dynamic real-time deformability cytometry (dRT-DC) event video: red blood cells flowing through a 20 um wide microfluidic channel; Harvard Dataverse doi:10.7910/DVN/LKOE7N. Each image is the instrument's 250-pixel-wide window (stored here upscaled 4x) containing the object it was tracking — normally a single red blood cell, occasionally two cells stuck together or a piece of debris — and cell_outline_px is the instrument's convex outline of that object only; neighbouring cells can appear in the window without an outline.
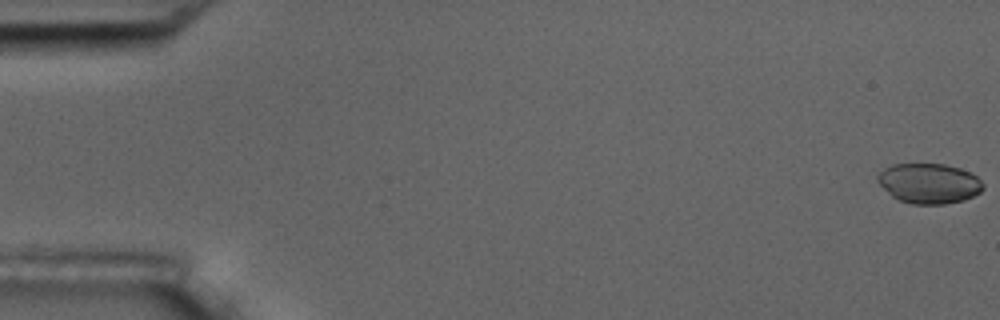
{"species": "common noctule bat (a hibernating species)", "species_latin": "Nyctalus noctula", "temperature_condition": "room temperature", "stored_images_in_passage": 57, "camera_frame_rate_fps": 3000, "um_per_image_px": 0.085, "animal": {"sex": "male", "body_mass_g": 17.5, "forearm_length_mm": 52.3}, "frame": {"image": 1, "passage_image": 1, "time_ms": 0.0, "image_size_px": [1000, 320], "cell_outline_px": [[984, 188], [980, 192], [964, 200], [944, 204], [912, 204], [900, 200], [892, 196], [876, 180], [876, 176], [884, 168], [892, 164], [944, 164], [960, 168], [972, 172], [984, 184]], "centroid_in_image_um": [78.98, 15.58], "position_along_channel_um": 6.0, "area_um2": 24.68}}
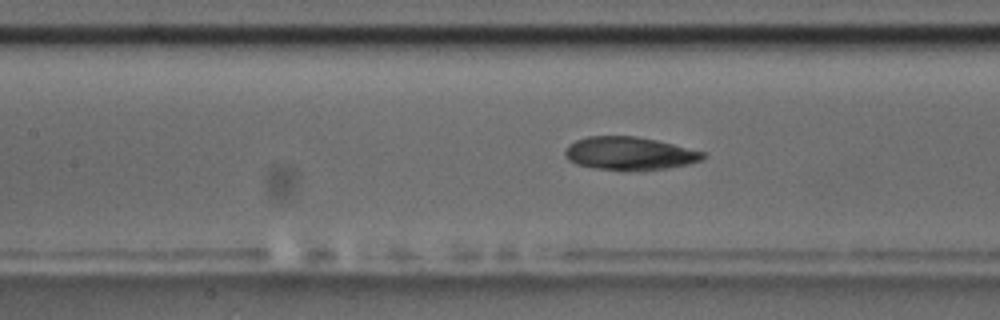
{"frame": {"image": 2, "passage_image": 26, "time_ms": 8.333, "image_size_px": [1000, 320], "cell_outline_px": [[704, 160], [688, 164], [668, 168], [596, 168], [576, 164], [568, 160], [564, 156], [564, 148], [568, 144], [576, 140], [588, 136], [636, 136], [656, 140], [704, 152]], "centroid_in_image_um": [53.46, 13.0], "position_along_channel_um": 153.9, "area_um2": 25.89}}
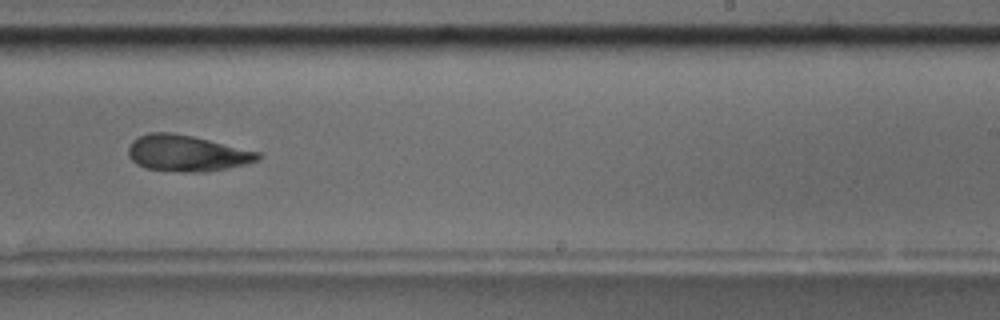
{"frame": {"image": 3, "passage_image": 36, "time_ms": 11.667, "image_size_px": [1000, 320], "cell_outline_px": [[264, 156], [260, 160], [228, 168], [204, 172], [188, 172], [148, 168], [136, 164], [128, 156], [128, 148], [132, 140], [148, 132], [172, 132], [192, 136], [260, 152]], "centroid_in_image_um": [15.89, 13.02], "position_along_channel_um": 273.1, "area_um2": 27.28}, "authors_computed_cell_mechanics": {"area_um2": 27.1082, "velocity_mm_per_s": 3.5935, "shape_relaxation_time_tau1_ms": 5.9895, "shape_relaxation_time_tau2_ms": 5.1155, "deformation_change_tau1": 0.1086, "deformation_change_tau2": 0.1275}}